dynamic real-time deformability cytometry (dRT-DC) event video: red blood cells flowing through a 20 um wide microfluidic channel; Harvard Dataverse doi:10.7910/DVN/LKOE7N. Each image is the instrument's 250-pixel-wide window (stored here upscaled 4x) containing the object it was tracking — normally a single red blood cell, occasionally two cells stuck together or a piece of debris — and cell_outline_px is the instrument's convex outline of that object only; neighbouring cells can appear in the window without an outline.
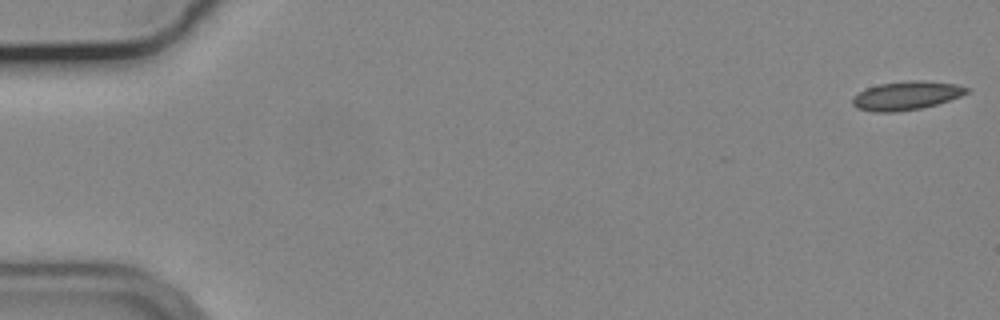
{"species": "common noctule bat (a hibernating species)", "species_latin": "Nyctalus noctula", "temperature_condition": "cold", "stored_images_in_passage": 12, "camera_frame_rate_fps": 3000, "um_per_image_px": 0.085, "animal": {"sex": "male", "body_mass_g": 19.2, "forearm_length_mm": 51.8}, "frame": {"image": 1, "passage_image": 1, "time_ms": 0.0, "image_size_px": [1000, 320], "cell_outline_px": [[972, 88], [968, 92], [960, 96], [936, 104], [920, 108], [896, 112], [872, 112], [856, 108], [852, 104], [852, 96], [868, 88], [880, 84], [908, 80], [924, 80], [956, 84]], "centroid_in_image_um": [77.04, 8.12], "position_along_channel_um": 8.0, "area_um2": 19.07}}